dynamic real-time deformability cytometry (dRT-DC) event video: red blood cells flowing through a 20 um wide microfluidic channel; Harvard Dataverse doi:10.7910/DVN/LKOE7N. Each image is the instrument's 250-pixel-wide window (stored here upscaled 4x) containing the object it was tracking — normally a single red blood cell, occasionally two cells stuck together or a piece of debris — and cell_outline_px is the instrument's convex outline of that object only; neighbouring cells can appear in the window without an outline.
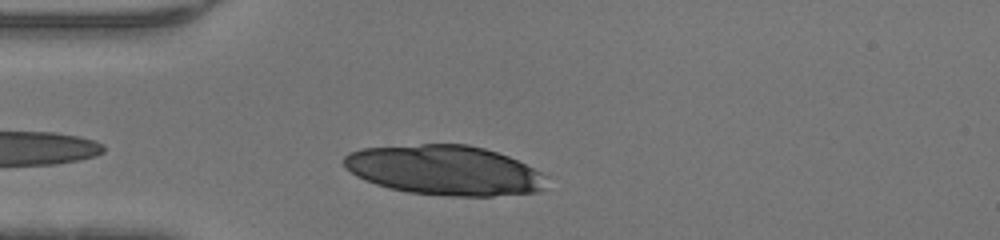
{"species": "human", "species_latin": "Homo sapiens", "temperature_condition": "warm", "stored_images_in_passage": 28, "camera_frame_rate_fps": 3000, "um_per_image_px": 0.085, "donor": {"sex": "male"}, "frame": {"image": 1, "passage_image": 3, "time_ms": 0.667, "image_size_px": [1000, 240], "cell_outline_px": [[548, 176], [540, 188], [536, 192], [492, 196], [448, 196], [408, 192], [388, 188], [364, 180], [356, 176], [344, 164], [344, 156], [348, 152], [360, 148], [420, 144], [468, 144], [484, 148], [508, 156]], "centroid_in_image_um": [37.74, 14.46], "position_along_channel_um": 47.3, "area_um2": 58.55}}
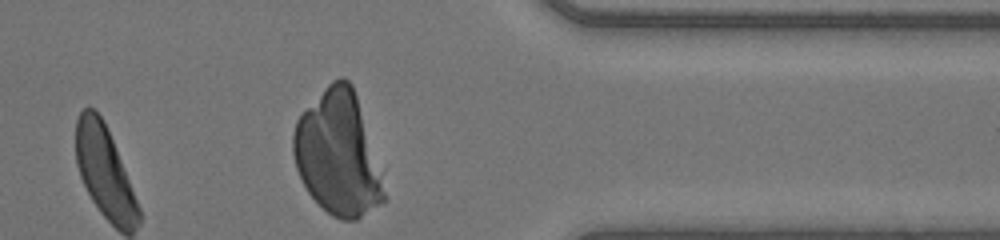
{"frame": {"image": 2, "passage_image": 28, "time_ms": 9.0, "image_size_px": [1000, 240], "cell_outline_px": [[384, 200], [356, 220], [340, 220], [332, 216], [308, 192], [296, 168], [292, 152], [292, 136], [296, 120], [324, 88], [332, 80], [340, 76], [344, 76], [352, 84], [356, 96], [384, 192]], "centroid_in_image_um": [28.65, 13.05], "position_along_channel_um": 382.8, "area_um2": 63.46}}